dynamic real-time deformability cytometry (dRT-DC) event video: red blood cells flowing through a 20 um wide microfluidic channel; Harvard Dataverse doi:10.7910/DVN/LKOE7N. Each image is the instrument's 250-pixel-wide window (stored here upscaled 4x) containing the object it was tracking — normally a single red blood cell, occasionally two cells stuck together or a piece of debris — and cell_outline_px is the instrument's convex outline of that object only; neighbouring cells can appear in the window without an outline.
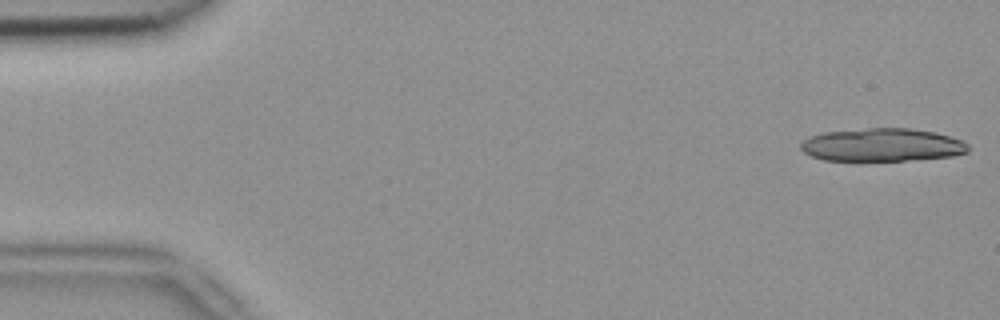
{"species": "common noctule bat (a hibernating species)", "species_latin": "Nyctalus noctula", "temperature_condition": "room temperature", "stored_images_in_passage": 3, "camera_frame_rate_fps": 3000, "um_per_image_px": 0.085, "animal": {"sex": "female", "body_mass_g": 18.4}, "frame": {"image": 1, "passage_image": 1, "time_ms": 0.0, "image_size_px": [1000, 320], "cell_outline_px": [[968, 152], [952, 156], [904, 160], [824, 160], [812, 156], [804, 152], [800, 148], [800, 144], [804, 140], [812, 136], [824, 132], [868, 128], [912, 128], [936, 132], [960, 140], [968, 144]], "centroid_in_image_um": [74.99, 12.31], "position_along_channel_um": 10.0, "area_um2": 31.96}}